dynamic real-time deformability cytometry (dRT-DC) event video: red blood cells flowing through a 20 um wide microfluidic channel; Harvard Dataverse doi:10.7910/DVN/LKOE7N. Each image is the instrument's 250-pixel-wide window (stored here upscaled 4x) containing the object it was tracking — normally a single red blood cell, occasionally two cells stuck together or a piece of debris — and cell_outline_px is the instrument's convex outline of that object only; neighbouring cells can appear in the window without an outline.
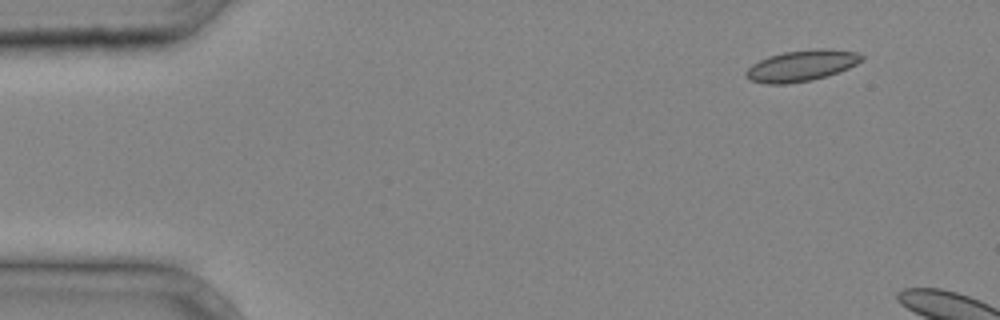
{"species": "common noctule bat (a hibernating species)", "species_latin": "Nyctalus noctula", "temperature_condition": "cold", "stored_images_in_passage": 3, "camera_frame_rate_fps": 3000, "um_per_image_px": 0.085, "animal": {"sex": "male", "body_mass_g": 20.4}, "frame": {"image": 1, "passage_image": 1, "time_ms": 0.0, "image_size_px": [1000, 320], "cell_outline_px": [[864, 60], [848, 68], [828, 76], [812, 80], [784, 84], [764, 84], [752, 80], [744, 76], [744, 72], [752, 64], [768, 56], [784, 52], [820, 48], [828, 48], [856, 52], [864, 56]], "centroid_in_image_um": [68.13, 5.58], "position_along_channel_um": 16.9, "area_um2": 21.04}}